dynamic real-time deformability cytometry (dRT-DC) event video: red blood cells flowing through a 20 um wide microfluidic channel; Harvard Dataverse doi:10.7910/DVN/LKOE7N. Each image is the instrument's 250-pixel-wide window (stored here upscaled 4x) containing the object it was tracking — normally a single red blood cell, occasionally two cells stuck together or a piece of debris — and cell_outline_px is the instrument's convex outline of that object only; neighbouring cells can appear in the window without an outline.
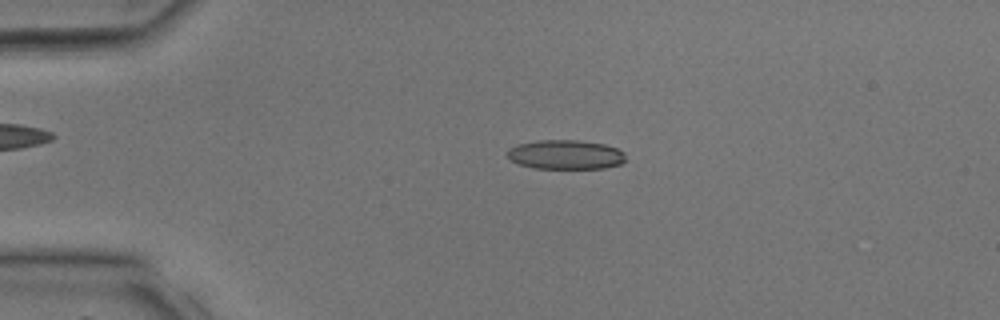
{"species": "common noctule bat (a hibernating species)", "species_latin": "Nyctalus noctula", "temperature_condition": "room temperature", "stored_images_in_passage": 38, "camera_frame_rate_fps": 3000, "um_per_image_px": 0.085, "animal": {"sex": "male", "body_mass_g": 17.9, "forearm_length_mm": 54.2}, "frame": {"image": 1, "passage_image": 8, "time_ms": 2.333, "image_size_px": [1000, 320], "cell_outline_px": [[624, 160], [620, 164], [604, 168], [536, 168], [520, 164], [512, 160], [508, 156], [508, 148], [516, 144], [536, 140], [580, 140], [604, 144], [616, 148], [624, 152]], "centroid_in_image_um": [48.06, 13.13], "position_along_channel_um": 36.9, "area_um2": 20.11}}
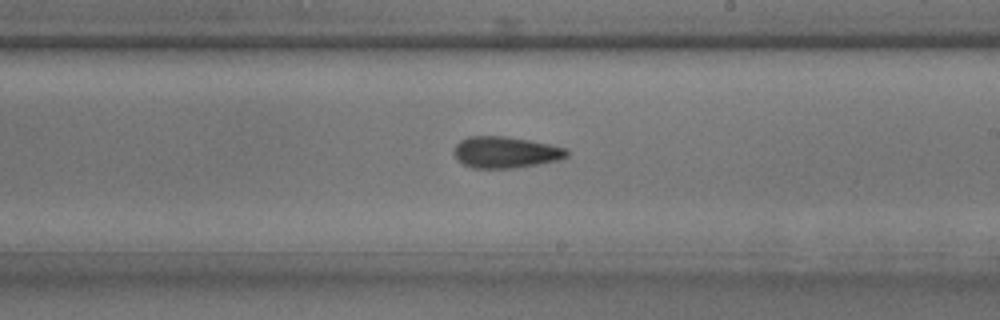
{"frame": {"image": 2, "passage_image": 22, "time_ms": 7.0, "image_size_px": [1000, 320], "cell_outline_px": [[568, 156], [560, 160], [540, 164], [516, 168], [472, 168], [464, 164], [452, 152], [456, 144], [460, 140], [468, 136], [504, 136], [552, 144], [568, 148]], "centroid_in_image_um": [43.01, 12.94], "position_along_channel_um": 246.0, "area_um2": 20.87}}
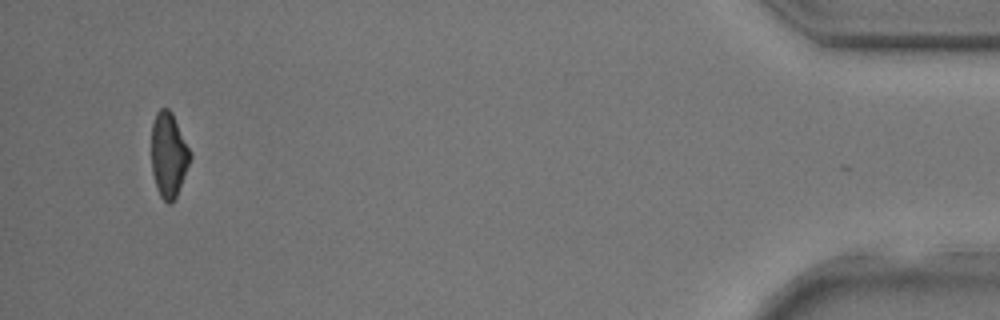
{"frame": {"image": 3, "passage_image": 36, "time_ms": 11.667, "image_size_px": [1000, 320], "cell_outline_px": [[192, 156], [176, 196], [172, 204], [168, 204], [160, 196], [156, 188], [152, 172], [152, 124], [156, 112], [160, 108], [168, 108], [172, 112], [192, 152]], "centroid_in_image_um": [14.34, 13.15], "position_along_channel_um": 420.9, "area_um2": 19.25}}